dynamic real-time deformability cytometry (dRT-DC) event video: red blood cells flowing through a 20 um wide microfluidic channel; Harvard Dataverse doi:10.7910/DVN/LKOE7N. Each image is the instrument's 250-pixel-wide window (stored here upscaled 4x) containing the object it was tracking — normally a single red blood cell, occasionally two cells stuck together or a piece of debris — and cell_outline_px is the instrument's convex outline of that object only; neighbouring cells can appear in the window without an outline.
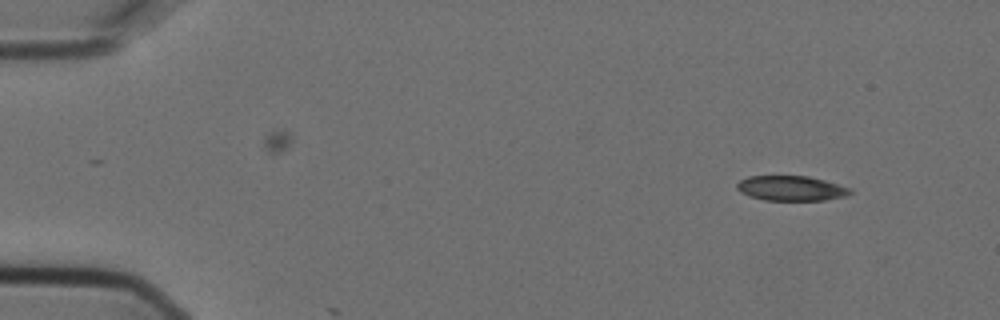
{"species": "Egyptian fruit bat (a non-hibernating species)", "species_latin": "Rousettus aegyptiacus", "temperature_condition": "cold", "stored_images_in_passage": 2, "camera_frame_rate_fps": 3000, "um_per_image_px": 0.085, "animal": {"sex": "female"}, "frame": {"image": 1, "passage_image": 1, "time_ms": 0.0, "image_size_px": [1000, 320], "cell_outline_px": [[852, 192], [848, 196], [824, 200], [764, 200], [740, 192], [736, 188], [736, 184], [740, 180], [748, 176], [808, 176], [824, 180], [848, 188]], "centroid_in_image_um": [67.22, 16.0], "position_along_channel_um": 17.8, "area_um2": 16.3}}